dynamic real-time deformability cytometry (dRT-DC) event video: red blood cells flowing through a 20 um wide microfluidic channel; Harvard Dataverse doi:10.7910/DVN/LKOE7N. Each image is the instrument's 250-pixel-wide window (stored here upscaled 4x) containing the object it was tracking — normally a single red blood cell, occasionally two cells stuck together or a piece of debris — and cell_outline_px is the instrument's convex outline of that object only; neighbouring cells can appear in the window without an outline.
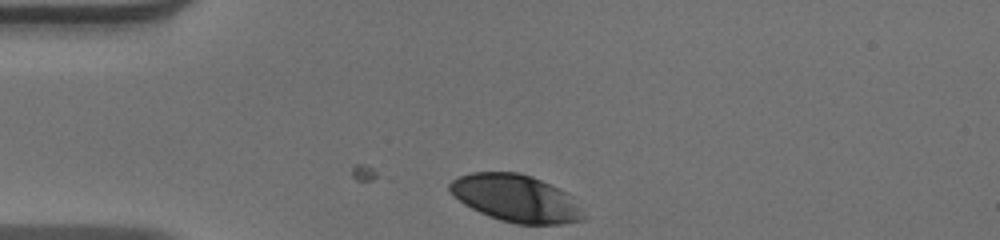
{"species": "human", "species_latin": "Homo sapiens", "temperature_condition": "warm", "stored_images_in_passage": 31, "camera_frame_rate_fps": 3000, "um_per_image_px": 0.085, "donor": {"sex": "male"}, "frame": {"image": 1, "passage_image": 1, "time_ms": 0.0, "image_size_px": [1000, 240], "cell_outline_px": [[584, 220], [560, 224], [516, 224], [500, 220], [488, 216], [464, 204], [448, 188], [448, 184], [452, 180], [460, 176], [472, 172], [520, 172], [532, 176], [572, 196], [584, 216]], "centroid_in_image_um": [43.83, 16.86], "position_along_channel_um": 41.2, "area_um2": 36.36}}
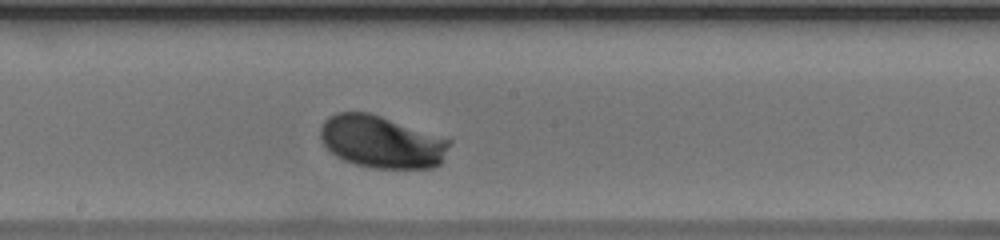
{"frame": {"image": 2, "passage_image": 17, "time_ms": 5.333, "image_size_px": [1000, 240], "cell_outline_px": [[452, 140], [444, 160], [440, 164], [432, 168], [372, 168], [356, 164], [344, 160], [336, 156], [320, 140], [320, 128], [324, 120], [328, 116], [336, 112], [368, 112]], "centroid_in_image_um": [32.43, 12.06], "position_along_channel_um": 215.8, "area_um2": 39.3}}
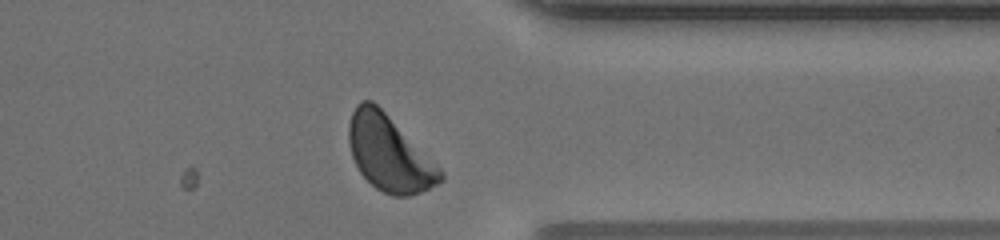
{"frame": {"image": 3, "passage_image": 30, "time_ms": 9.667, "image_size_px": [1000, 240], "cell_outline_px": [[444, 180], [412, 196], [392, 196], [376, 188], [360, 172], [352, 156], [348, 144], [348, 124], [352, 112], [356, 104], [360, 100], [372, 100], [444, 172]], "centroid_in_image_um": [33.05, 13.05], "position_along_channel_um": 378.4, "area_um2": 39.71}, "authors_computed_cell_mechanics": {"area_um2": 38.6104, "velocity_mm_per_s": 3.8658, "shape_relaxation_time_tau1_ms": 1.6786, "shape_relaxation_time_tau2_ms": null, "deformation_change_tau1": 0.1194, "deformation_change_tau2": null}}